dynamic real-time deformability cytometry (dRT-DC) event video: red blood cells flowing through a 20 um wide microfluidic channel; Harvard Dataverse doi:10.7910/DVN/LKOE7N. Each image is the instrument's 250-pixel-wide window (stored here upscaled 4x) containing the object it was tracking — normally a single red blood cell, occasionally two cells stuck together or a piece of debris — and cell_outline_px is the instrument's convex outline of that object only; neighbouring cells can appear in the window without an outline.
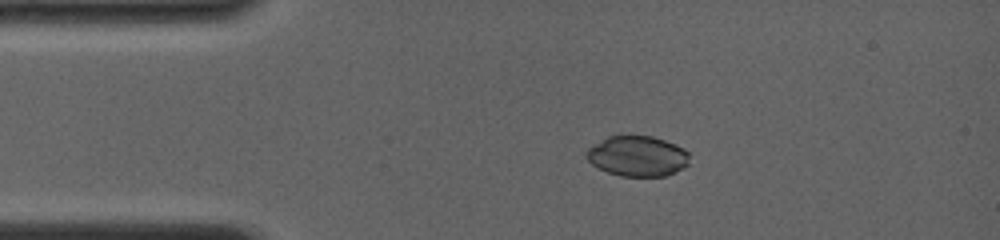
{"species": "common noctule bat (a hibernating species)", "species_latin": "Nyctalus noctula", "temperature_condition": "room temperature", "stored_images_in_passage": 61, "camera_frame_rate_fps": 4000, "um_per_image_px": 0.085, "animal": {"sex": "female", "body_mass_g": 19.0, "forearm_length_mm": 56.7}, "frame": {"image": 1, "passage_image": 1, "time_ms": 0.0, "image_size_px": [1000, 240], "cell_outline_px": [[688, 164], [684, 168], [668, 176], [620, 176], [608, 172], [592, 164], [584, 156], [584, 152], [588, 148], [608, 136], [628, 132], [652, 136], [676, 144], [684, 148], [688, 152]], "centroid_in_image_um": [54.17, 13.23], "position_along_channel_um": 30.8, "area_um2": 24.97}}
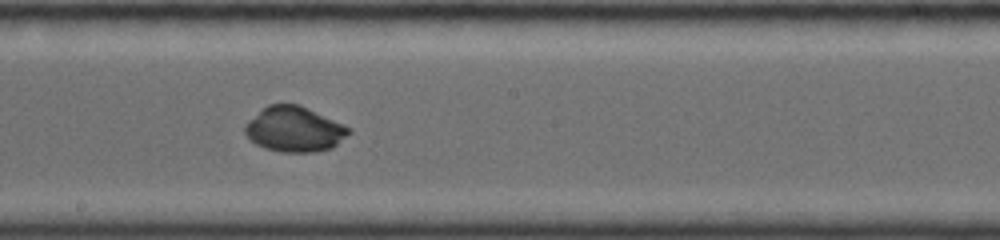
{"frame": {"image": 2, "passage_image": 36, "time_ms": 5.75, "image_size_px": [1000, 240], "cell_outline_px": [[352, 132], [332, 148], [316, 152], [280, 152], [264, 148], [256, 144], [244, 132], [244, 124], [248, 120], [268, 104], [300, 104], [344, 124], [352, 128]], "centroid_in_image_um": [25.04, 10.98], "position_along_channel_um": 223.2, "area_um2": 27.57}}
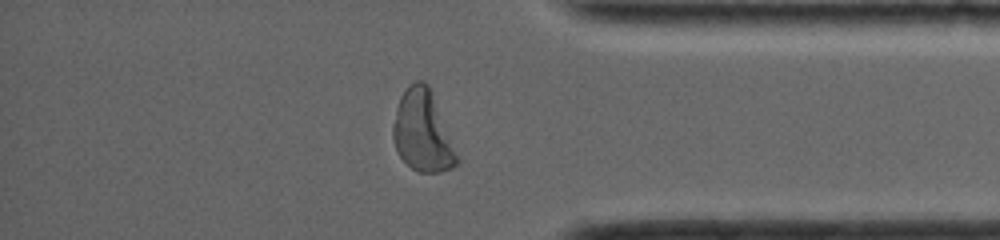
{"frame": {"image": 3, "passage_image": 58, "time_ms": 10.25, "image_size_px": [1000, 240], "cell_outline_px": [[460, 160], [452, 168], [440, 172], [416, 172], [400, 156], [396, 148], [392, 136], [392, 124], [396, 108], [400, 96], [408, 84], [416, 80], [424, 80], [428, 84]], "centroid_in_image_um": [35.9, 11.15], "position_along_channel_um": 399.3, "area_um2": 30.06}, "authors_computed_cell_mechanics": {"area_um2": 27.2816, "velocity_mm_per_s": 4.0174, "shape_relaxation_time_tau1_ms": 5.1406, "shape_relaxation_time_tau2_ms": null, "deformation_change_tau1": 0.247, "deformation_change_tau2": null}}